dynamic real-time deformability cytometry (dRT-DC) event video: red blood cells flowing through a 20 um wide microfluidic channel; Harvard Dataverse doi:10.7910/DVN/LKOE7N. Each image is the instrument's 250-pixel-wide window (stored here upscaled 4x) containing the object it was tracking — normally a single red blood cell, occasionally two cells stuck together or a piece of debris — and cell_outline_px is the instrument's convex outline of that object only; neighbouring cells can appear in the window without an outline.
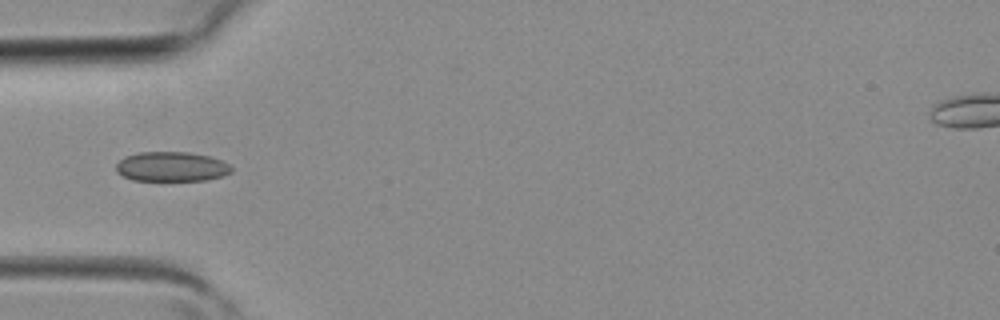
{"species": "common noctule bat (a hibernating species)", "species_latin": "Nyctalus noctula", "temperature_condition": "room temperature", "stored_images_in_passage": 1, "camera_frame_rate_fps": 3000, "um_per_image_px": 0.085, "animal": {"sex": "female", "body_mass_g": 19.3, "forearm_length_mm": 54.1}, "frame": {"image": 1, "passage_image": 1, "time_ms": 0.0, "image_size_px": [1000, 320], "cell_outline_px": [[232, 172], [220, 176], [204, 180], [132, 180], [116, 172], [116, 164], [124, 156], [136, 152], [188, 152], [208, 156], [220, 160], [228, 164], [232, 168]], "centroid_in_image_um": [14.53, 14.15], "position_along_channel_um": 70.5, "area_um2": 19.83}}